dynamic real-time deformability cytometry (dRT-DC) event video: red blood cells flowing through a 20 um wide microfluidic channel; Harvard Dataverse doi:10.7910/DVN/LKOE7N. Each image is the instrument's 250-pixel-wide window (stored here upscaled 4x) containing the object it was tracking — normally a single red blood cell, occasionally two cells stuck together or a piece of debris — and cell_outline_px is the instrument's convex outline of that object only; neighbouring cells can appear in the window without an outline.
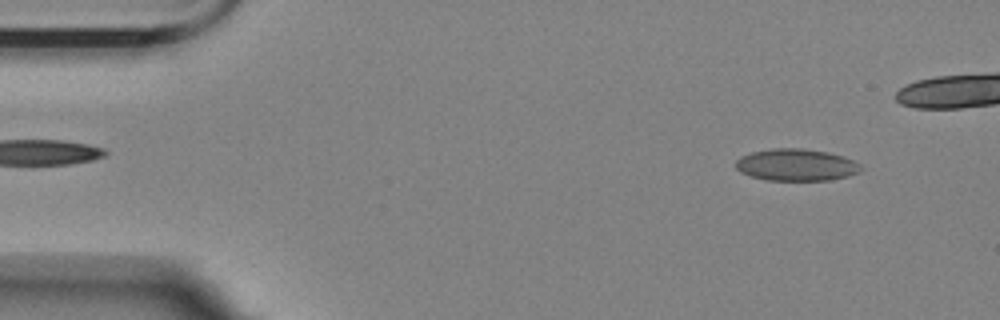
{"species": "Egyptian fruit bat (a non-hibernating species)", "species_latin": "Rousettus aegyptiacus", "temperature_condition": "room temperature", "stored_images_in_passage": 5, "camera_frame_rate_fps": 3000, "um_per_image_px": 0.085, "animal": {"sex": "female"}, "frame": {"image": 1, "passage_image": 1, "time_ms": 0.0, "image_size_px": [1000, 320], "cell_outline_px": [[860, 168], [856, 172], [848, 176], [828, 180], [768, 180], [752, 176], [740, 172], [736, 168], [736, 160], [740, 156], [752, 152], [772, 148], [800, 148], [828, 152], [844, 156], [860, 164]], "centroid_in_image_um": [67.65, 14.0], "position_along_channel_um": 17.4, "area_um2": 23.12}}